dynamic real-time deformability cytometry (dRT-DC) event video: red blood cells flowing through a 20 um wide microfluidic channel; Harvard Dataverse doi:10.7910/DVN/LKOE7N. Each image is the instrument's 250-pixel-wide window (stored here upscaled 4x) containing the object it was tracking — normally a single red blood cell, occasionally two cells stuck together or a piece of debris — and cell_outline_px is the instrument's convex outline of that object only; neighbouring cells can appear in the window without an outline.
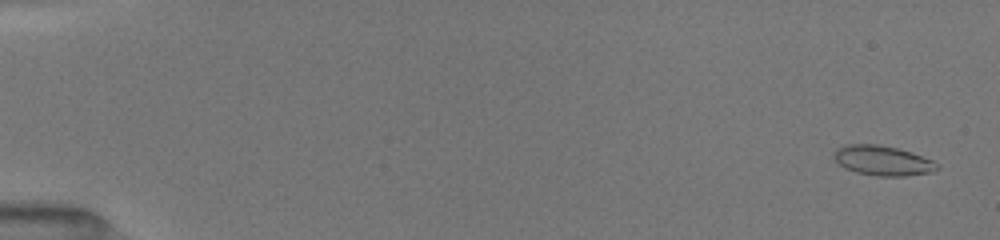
{"species": "common noctule bat (a hibernating species)", "species_latin": "Nyctalus noctula", "temperature_condition": "room temperature", "stored_images_in_passage": 52, "camera_frame_rate_fps": 3000, "um_per_image_px": 0.085, "animal": {"sex": "female", "body_mass_g": 19.5, "forearm_length_mm": 54.1}, "frame": {"image": 1, "passage_image": 2, "time_ms": 0.333, "image_size_px": [1000, 240], "cell_outline_px": [[940, 168], [932, 172], [904, 176], [876, 176], [856, 172], [844, 168], [832, 156], [832, 152], [836, 148], [844, 144], [876, 144], [896, 148], [912, 152], [932, 160], [940, 164]], "centroid_in_image_um": [75.01, 13.64], "position_along_channel_um": 10.0, "area_um2": 18.15}}
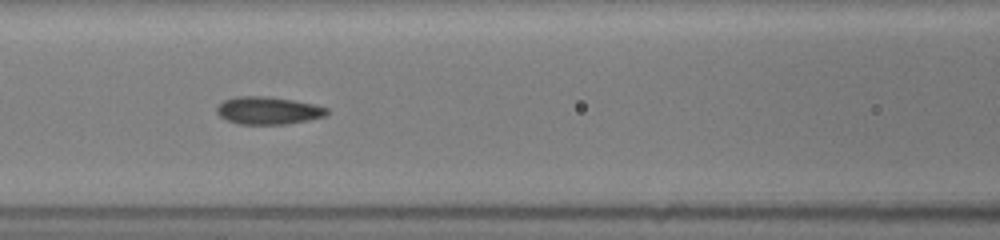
{"frame": {"image": 2, "passage_image": 24, "time_ms": 7.667, "image_size_px": [1000, 240], "cell_outline_px": [[328, 112], [324, 116], [308, 120], [284, 124], [240, 124], [228, 120], [220, 116], [216, 112], [216, 108], [224, 100], [236, 96], [268, 96], [316, 104], [328, 108]], "centroid_in_image_um": [22.79, 9.38], "position_along_channel_um": 143.8, "area_um2": 17.63}}
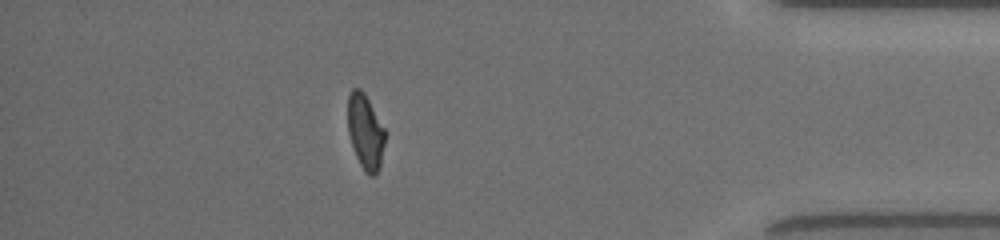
{"frame": {"image": 3, "passage_image": 46, "time_ms": 15.0, "image_size_px": [1000, 240], "cell_outline_px": [[388, 132], [380, 168], [376, 176], [368, 176], [364, 172], [356, 156], [348, 132], [348, 96], [352, 88], [360, 88], [364, 92]], "centroid_in_image_um": [31.11, 11.23], "position_along_channel_um": 404.1, "area_um2": 16.88}, "authors_computed_cell_mechanics": {"area_um2": 17.34, "velocity_mm_per_s": 4.0331, "shape_relaxation_time_tau1_ms": 3.5223, "shape_relaxation_time_tau2_ms": 1.002, "deformation_change_tau1": 0.1226, "deformation_change_tau2": 0.0595}}